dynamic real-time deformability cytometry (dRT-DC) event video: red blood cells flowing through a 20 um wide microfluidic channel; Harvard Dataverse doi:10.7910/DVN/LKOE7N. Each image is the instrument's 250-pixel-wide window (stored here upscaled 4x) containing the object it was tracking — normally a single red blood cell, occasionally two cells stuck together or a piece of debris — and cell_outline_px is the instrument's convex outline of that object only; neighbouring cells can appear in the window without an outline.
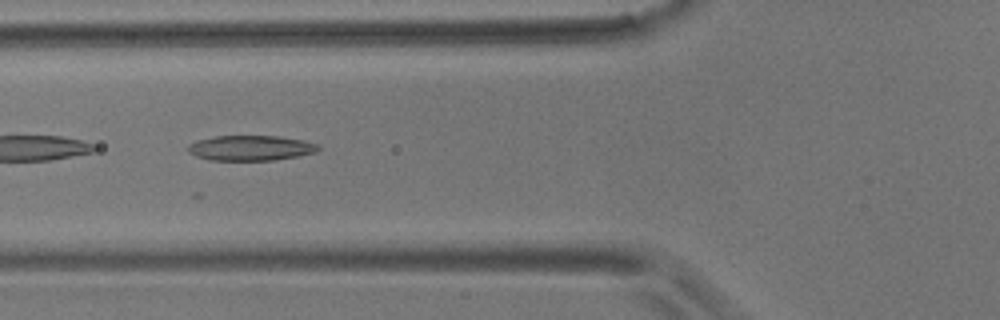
{"species": "common noctule bat (a hibernating species)", "species_latin": "Nyctalus noctula", "temperature_condition": "room temperature", "stored_images_in_passage": 12, "camera_frame_rate_fps": 3000, "um_per_image_px": 0.085, "animal": {"sex": "male", "body_mass_g": 17.9}, "frame": {"image": 1, "passage_image": 5, "time_ms": 5.333, "image_size_px": [1000, 320], "cell_outline_px": [[320, 148], [316, 152], [276, 160], [208, 160], [196, 156], [188, 152], [188, 144], [196, 140], [216, 136], [280, 136], [304, 140], [316, 144]], "centroid_in_image_um": [21.28, 12.57], "position_along_channel_um": 104.5, "area_um2": 19.13}}
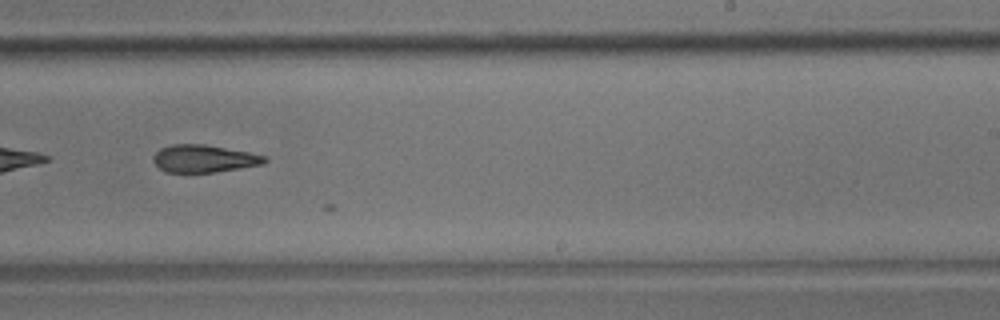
{"frame": {"image": 2, "passage_image": 9, "time_ms": 10.0, "image_size_px": [1000, 320], "cell_outline_px": [[268, 160], [264, 164], [216, 172], [164, 172], [152, 160], [152, 156], [160, 148], [172, 144], [204, 144], [248, 152], [268, 156]], "centroid_in_image_um": [17.34, 13.48], "position_along_channel_um": 271.7, "area_um2": 17.92}}
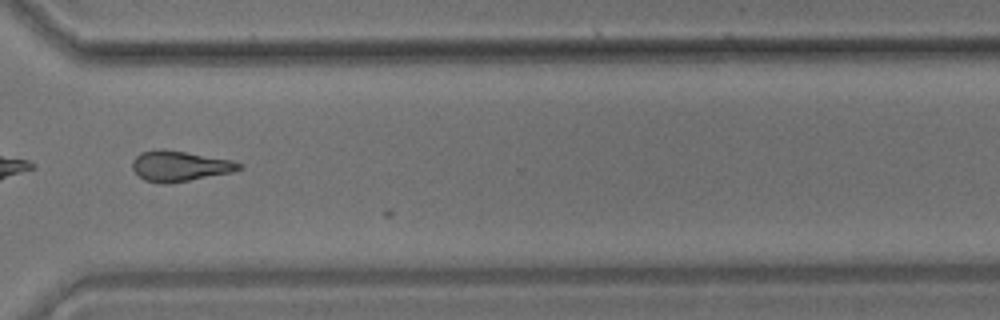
{"frame": {"image": 3, "passage_image": 11, "time_ms": 12.333, "image_size_px": [1000, 320], "cell_outline_px": [[244, 168], [232, 172], [188, 180], [160, 184], [144, 180], [132, 168], [132, 160], [140, 152], [164, 148], [232, 160], [244, 164]], "centroid_in_image_um": [15.28, 14.1], "position_along_channel_um": 355.3, "area_um2": 18.9}, "authors_computed_cell_mechanics": {"area_um2": 19.0162, "velocity_mm_per_s": 3.5989, "shape_relaxation_time_tau1_ms": null, "shape_relaxation_time_tau2_ms": 9.8223, "deformation_change_tau1": null, "deformation_change_tau2": 0.2131}}